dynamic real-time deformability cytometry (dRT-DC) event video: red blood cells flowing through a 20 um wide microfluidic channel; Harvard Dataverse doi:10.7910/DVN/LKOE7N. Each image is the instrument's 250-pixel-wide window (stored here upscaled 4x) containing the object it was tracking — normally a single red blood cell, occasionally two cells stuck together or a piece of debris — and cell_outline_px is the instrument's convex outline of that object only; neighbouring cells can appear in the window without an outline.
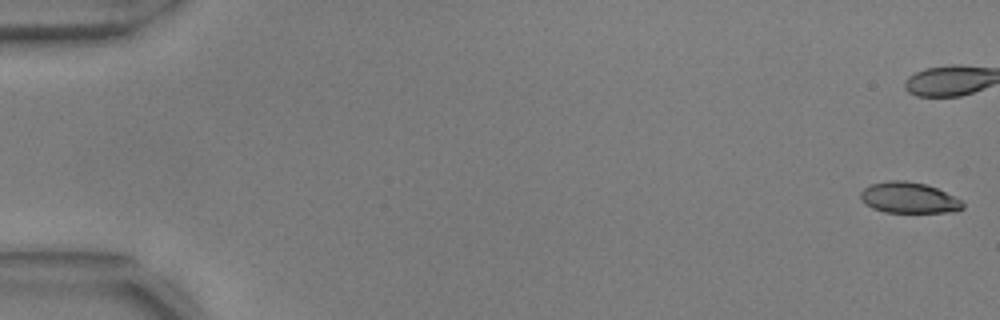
{"species": "common noctule bat (a hibernating species)", "species_latin": "Nyctalus noctula", "temperature_condition": "warm", "stored_images_in_passage": 17, "camera_frame_rate_fps": 3000, "um_per_image_px": 0.085, "animal": {"sex": "male", "body_mass_g": 17.9, "forearm_length_mm": 54.2}, "frame": {"image": 1, "passage_image": 1, "time_ms": 0.0, "image_size_px": [1000, 320], "cell_outline_px": [[964, 208], [956, 212], [884, 212], [872, 208], [864, 204], [860, 200], [860, 192], [864, 188], [872, 184], [888, 180], [904, 180], [924, 184], [936, 188], [960, 200], [964, 204]], "centroid_in_image_um": [77.21, 16.82], "position_along_channel_um": 7.8, "area_um2": 18.38}}